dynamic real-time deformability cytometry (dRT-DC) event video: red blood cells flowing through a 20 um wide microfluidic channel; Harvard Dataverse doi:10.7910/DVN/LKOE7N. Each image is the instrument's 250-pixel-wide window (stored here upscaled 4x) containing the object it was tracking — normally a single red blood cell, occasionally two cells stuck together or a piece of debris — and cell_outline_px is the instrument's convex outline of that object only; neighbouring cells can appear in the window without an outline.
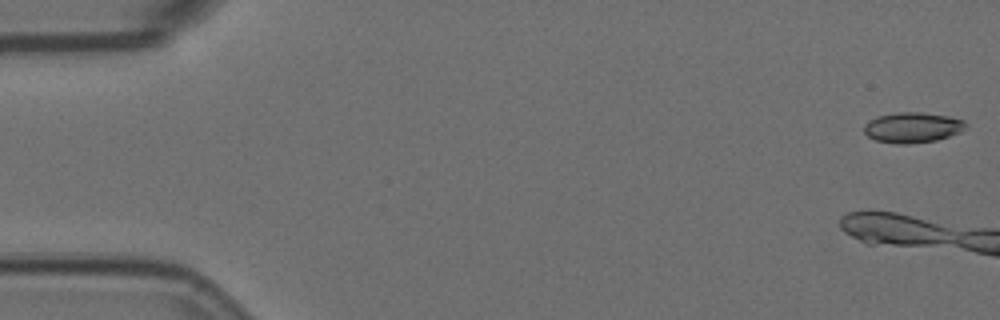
{"species": "Egyptian fruit bat (a non-hibernating species)", "species_latin": "Rousettus aegyptiacus", "temperature_condition": "room temperature", "stored_images_in_passage": 6, "camera_frame_rate_fps": 3000, "um_per_image_px": 0.085, "animal": {"sex": "female"}, "frame": {"image": 1, "passage_image": 1, "time_ms": 0.0, "image_size_px": [1000, 320], "cell_outline_px": [[968, 128], [960, 132], [936, 140], [904, 144], [896, 144], [876, 140], [868, 136], [864, 132], [864, 124], [868, 120], [876, 116], [900, 112], [920, 112], [948, 116], [964, 120], [968, 124]], "centroid_in_image_um": [77.57, 10.83], "position_along_channel_um": 7.4, "area_um2": 18.09}}